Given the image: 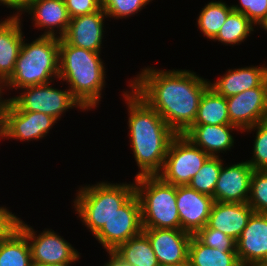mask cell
<instances>
[{
	"label": "cell",
	"instance_id": "8fae6325",
	"mask_svg": "<svg viewBox=\"0 0 267 266\" xmlns=\"http://www.w3.org/2000/svg\"><path fill=\"white\" fill-rule=\"evenodd\" d=\"M57 120L42 112L17 110L7 102L2 122L0 124V138H9L20 141L43 139Z\"/></svg>",
	"mask_w": 267,
	"mask_h": 266
},
{
	"label": "cell",
	"instance_id": "9c48e42d",
	"mask_svg": "<svg viewBox=\"0 0 267 266\" xmlns=\"http://www.w3.org/2000/svg\"><path fill=\"white\" fill-rule=\"evenodd\" d=\"M143 232L141 204L135 193L116 210L108 222L94 236L106 252H113L120 244Z\"/></svg>",
	"mask_w": 267,
	"mask_h": 266
},
{
	"label": "cell",
	"instance_id": "f35d334b",
	"mask_svg": "<svg viewBox=\"0 0 267 266\" xmlns=\"http://www.w3.org/2000/svg\"><path fill=\"white\" fill-rule=\"evenodd\" d=\"M110 258L106 263H104V266H127L123 264L121 261H119L112 253H108Z\"/></svg>",
	"mask_w": 267,
	"mask_h": 266
},
{
	"label": "cell",
	"instance_id": "4316f807",
	"mask_svg": "<svg viewBox=\"0 0 267 266\" xmlns=\"http://www.w3.org/2000/svg\"><path fill=\"white\" fill-rule=\"evenodd\" d=\"M255 25L242 13L232 11L212 39L225 45H240L254 32Z\"/></svg>",
	"mask_w": 267,
	"mask_h": 266
},
{
	"label": "cell",
	"instance_id": "5b68a950",
	"mask_svg": "<svg viewBox=\"0 0 267 266\" xmlns=\"http://www.w3.org/2000/svg\"><path fill=\"white\" fill-rule=\"evenodd\" d=\"M80 187L74 198L73 208L82 225L87 227L93 236L102 229L116 210L135 194L134 182L118 184L102 181Z\"/></svg>",
	"mask_w": 267,
	"mask_h": 266
},
{
	"label": "cell",
	"instance_id": "7a4b0ae2",
	"mask_svg": "<svg viewBox=\"0 0 267 266\" xmlns=\"http://www.w3.org/2000/svg\"><path fill=\"white\" fill-rule=\"evenodd\" d=\"M128 110L129 140L140 176L158 175L164 166L171 140L177 135L131 87L123 91Z\"/></svg>",
	"mask_w": 267,
	"mask_h": 266
},
{
	"label": "cell",
	"instance_id": "d590c367",
	"mask_svg": "<svg viewBox=\"0 0 267 266\" xmlns=\"http://www.w3.org/2000/svg\"><path fill=\"white\" fill-rule=\"evenodd\" d=\"M8 208L0 206V240L8 237L18 226V216Z\"/></svg>",
	"mask_w": 267,
	"mask_h": 266
},
{
	"label": "cell",
	"instance_id": "484cf974",
	"mask_svg": "<svg viewBox=\"0 0 267 266\" xmlns=\"http://www.w3.org/2000/svg\"><path fill=\"white\" fill-rule=\"evenodd\" d=\"M193 124H230L226 98L209 86L201 96Z\"/></svg>",
	"mask_w": 267,
	"mask_h": 266
},
{
	"label": "cell",
	"instance_id": "44dd1931",
	"mask_svg": "<svg viewBox=\"0 0 267 266\" xmlns=\"http://www.w3.org/2000/svg\"><path fill=\"white\" fill-rule=\"evenodd\" d=\"M267 80V65L228 69L209 86L219 95L228 98L243 91L259 87Z\"/></svg>",
	"mask_w": 267,
	"mask_h": 266
},
{
	"label": "cell",
	"instance_id": "e575fe53",
	"mask_svg": "<svg viewBox=\"0 0 267 266\" xmlns=\"http://www.w3.org/2000/svg\"><path fill=\"white\" fill-rule=\"evenodd\" d=\"M70 19L100 10L101 0H64Z\"/></svg>",
	"mask_w": 267,
	"mask_h": 266
},
{
	"label": "cell",
	"instance_id": "603a6c76",
	"mask_svg": "<svg viewBox=\"0 0 267 266\" xmlns=\"http://www.w3.org/2000/svg\"><path fill=\"white\" fill-rule=\"evenodd\" d=\"M111 253L127 266H160L151 243L143 232L120 244Z\"/></svg>",
	"mask_w": 267,
	"mask_h": 266
},
{
	"label": "cell",
	"instance_id": "74e56055",
	"mask_svg": "<svg viewBox=\"0 0 267 266\" xmlns=\"http://www.w3.org/2000/svg\"><path fill=\"white\" fill-rule=\"evenodd\" d=\"M5 90V84L3 81L0 80V124L2 122V118H3V114H4V109H5V106L8 102V99H4L2 96H3V93L2 91Z\"/></svg>",
	"mask_w": 267,
	"mask_h": 266
},
{
	"label": "cell",
	"instance_id": "6da1fadb",
	"mask_svg": "<svg viewBox=\"0 0 267 266\" xmlns=\"http://www.w3.org/2000/svg\"><path fill=\"white\" fill-rule=\"evenodd\" d=\"M138 73L129 87L154 108L177 135H183L195 121L201 96L210 80L186 69L160 70L147 66Z\"/></svg>",
	"mask_w": 267,
	"mask_h": 266
},
{
	"label": "cell",
	"instance_id": "30bf717a",
	"mask_svg": "<svg viewBox=\"0 0 267 266\" xmlns=\"http://www.w3.org/2000/svg\"><path fill=\"white\" fill-rule=\"evenodd\" d=\"M17 228L27 237L33 264H53L79 261L80 252L52 229H44L37 235L32 226L19 217Z\"/></svg>",
	"mask_w": 267,
	"mask_h": 266
},
{
	"label": "cell",
	"instance_id": "ac0fdd59",
	"mask_svg": "<svg viewBox=\"0 0 267 266\" xmlns=\"http://www.w3.org/2000/svg\"><path fill=\"white\" fill-rule=\"evenodd\" d=\"M25 12L30 14L34 27L46 28L41 36L61 38L70 22L64 0H31Z\"/></svg>",
	"mask_w": 267,
	"mask_h": 266
},
{
	"label": "cell",
	"instance_id": "ffe728a7",
	"mask_svg": "<svg viewBox=\"0 0 267 266\" xmlns=\"http://www.w3.org/2000/svg\"><path fill=\"white\" fill-rule=\"evenodd\" d=\"M253 213L248 203L214 201L207 225L237 240Z\"/></svg>",
	"mask_w": 267,
	"mask_h": 266
},
{
	"label": "cell",
	"instance_id": "2e32d148",
	"mask_svg": "<svg viewBox=\"0 0 267 266\" xmlns=\"http://www.w3.org/2000/svg\"><path fill=\"white\" fill-rule=\"evenodd\" d=\"M254 169L247 161L232 165L222 164L214 190V201L248 203Z\"/></svg>",
	"mask_w": 267,
	"mask_h": 266
},
{
	"label": "cell",
	"instance_id": "7bdbcfd3",
	"mask_svg": "<svg viewBox=\"0 0 267 266\" xmlns=\"http://www.w3.org/2000/svg\"><path fill=\"white\" fill-rule=\"evenodd\" d=\"M245 266H267V264H250Z\"/></svg>",
	"mask_w": 267,
	"mask_h": 266
},
{
	"label": "cell",
	"instance_id": "3957f363",
	"mask_svg": "<svg viewBox=\"0 0 267 266\" xmlns=\"http://www.w3.org/2000/svg\"><path fill=\"white\" fill-rule=\"evenodd\" d=\"M101 52L75 47L59 38V80L69 85L72 96L87 110L99 107L106 85Z\"/></svg>",
	"mask_w": 267,
	"mask_h": 266
},
{
	"label": "cell",
	"instance_id": "f546056e",
	"mask_svg": "<svg viewBox=\"0 0 267 266\" xmlns=\"http://www.w3.org/2000/svg\"><path fill=\"white\" fill-rule=\"evenodd\" d=\"M256 131L253 145V158L246 160L254 170H267V120L244 130L243 132Z\"/></svg>",
	"mask_w": 267,
	"mask_h": 266
},
{
	"label": "cell",
	"instance_id": "d4e9b609",
	"mask_svg": "<svg viewBox=\"0 0 267 266\" xmlns=\"http://www.w3.org/2000/svg\"><path fill=\"white\" fill-rule=\"evenodd\" d=\"M0 266H33L30 244L18 228L0 240Z\"/></svg>",
	"mask_w": 267,
	"mask_h": 266
},
{
	"label": "cell",
	"instance_id": "4dcf8cb0",
	"mask_svg": "<svg viewBox=\"0 0 267 266\" xmlns=\"http://www.w3.org/2000/svg\"><path fill=\"white\" fill-rule=\"evenodd\" d=\"M248 205L255 213L267 214V170H254L251 177Z\"/></svg>",
	"mask_w": 267,
	"mask_h": 266
},
{
	"label": "cell",
	"instance_id": "1f68e13d",
	"mask_svg": "<svg viewBox=\"0 0 267 266\" xmlns=\"http://www.w3.org/2000/svg\"><path fill=\"white\" fill-rule=\"evenodd\" d=\"M153 0H101V7L109 18H129Z\"/></svg>",
	"mask_w": 267,
	"mask_h": 266
},
{
	"label": "cell",
	"instance_id": "277c9868",
	"mask_svg": "<svg viewBox=\"0 0 267 266\" xmlns=\"http://www.w3.org/2000/svg\"><path fill=\"white\" fill-rule=\"evenodd\" d=\"M24 39L5 90L54 82L59 78V38L41 36L30 43Z\"/></svg>",
	"mask_w": 267,
	"mask_h": 266
},
{
	"label": "cell",
	"instance_id": "9a60e30c",
	"mask_svg": "<svg viewBox=\"0 0 267 266\" xmlns=\"http://www.w3.org/2000/svg\"><path fill=\"white\" fill-rule=\"evenodd\" d=\"M236 252L242 266L267 264V214L251 215L236 240Z\"/></svg>",
	"mask_w": 267,
	"mask_h": 266
},
{
	"label": "cell",
	"instance_id": "60d3db41",
	"mask_svg": "<svg viewBox=\"0 0 267 266\" xmlns=\"http://www.w3.org/2000/svg\"><path fill=\"white\" fill-rule=\"evenodd\" d=\"M259 26L267 32V17L259 24Z\"/></svg>",
	"mask_w": 267,
	"mask_h": 266
},
{
	"label": "cell",
	"instance_id": "ab89813d",
	"mask_svg": "<svg viewBox=\"0 0 267 266\" xmlns=\"http://www.w3.org/2000/svg\"><path fill=\"white\" fill-rule=\"evenodd\" d=\"M75 261H68L63 263H53V264H33V266H71L72 263Z\"/></svg>",
	"mask_w": 267,
	"mask_h": 266
},
{
	"label": "cell",
	"instance_id": "b9f144b4",
	"mask_svg": "<svg viewBox=\"0 0 267 266\" xmlns=\"http://www.w3.org/2000/svg\"><path fill=\"white\" fill-rule=\"evenodd\" d=\"M174 266H191V264L189 263V261L179 264V265H174Z\"/></svg>",
	"mask_w": 267,
	"mask_h": 266
},
{
	"label": "cell",
	"instance_id": "836d02e7",
	"mask_svg": "<svg viewBox=\"0 0 267 266\" xmlns=\"http://www.w3.org/2000/svg\"><path fill=\"white\" fill-rule=\"evenodd\" d=\"M239 4L232 5V9L244 14L255 26L267 17V0H239Z\"/></svg>",
	"mask_w": 267,
	"mask_h": 266
},
{
	"label": "cell",
	"instance_id": "5bb4252c",
	"mask_svg": "<svg viewBox=\"0 0 267 266\" xmlns=\"http://www.w3.org/2000/svg\"><path fill=\"white\" fill-rule=\"evenodd\" d=\"M214 203L212 196L197 192L188 185L176 186V206L180 229L194 235L204 228Z\"/></svg>",
	"mask_w": 267,
	"mask_h": 266
},
{
	"label": "cell",
	"instance_id": "ba28073f",
	"mask_svg": "<svg viewBox=\"0 0 267 266\" xmlns=\"http://www.w3.org/2000/svg\"><path fill=\"white\" fill-rule=\"evenodd\" d=\"M209 157L186 136L176 135L169 144L164 166L158 176L175 186L188 185Z\"/></svg>",
	"mask_w": 267,
	"mask_h": 266
},
{
	"label": "cell",
	"instance_id": "f1b7e54d",
	"mask_svg": "<svg viewBox=\"0 0 267 266\" xmlns=\"http://www.w3.org/2000/svg\"><path fill=\"white\" fill-rule=\"evenodd\" d=\"M224 158L210 156L200 170L192 177L188 186L197 192L210 195L214 199V190Z\"/></svg>",
	"mask_w": 267,
	"mask_h": 266
},
{
	"label": "cell",
	"instance_id": "52a82bcc",
	"mask_svg": "<svg viewBox=\"0 0 267 266\" xmlns=\"http://www.w3.org/2000/svg\"><path fill=\"white\" fill-rule=\"evenodd\" d=\"M51 83L24 87L20 89V95L8 97V101L17 110L42 112L50 115L57 121L68 109L75 107L81 111L85 110L72 96L69 89L61 90L53 87Z\"/></svg>",
	"mask_w": 267,
	"mask_h": 266
},
{
	"label": "cell",
	"instance_id": "d6986e66",
	"mask_svg": "<svg viewBox=\"0 0 267 266\" xmlns=\"http://www.w3.org/2000/svg\"><path fill=\"white\" fill-rule=\"evenodd\" d=\"M235 129L239 131L231 124H193L183 135L209 156L220 157L219 153L224 154L234 147L235 136L232 132Z\"/></svg>",
	"mask_w": 267,
	"mask_h": 266
},
{
	"label": "cell",
	"instance_id": "d6a6232c",
	"mask_svg": "<svg viewBox=\"0 0 267 266\" xmlns=\"http://www.w3.org/2000/svg\"><path fill=\"white\" fill-rule=\"evenodd\" d=\"M194 236L204 245L220 251H236V240L223 232L206 225L198 230Z\"/></svg>",
	"mask_w": 267,
	"mask_h": 266
},
{
	"label": "cell",
	"instance_id": "83f0119b",
	"mask_svg": "<svg viewBox=\"0 0 267 266\" xmlns=\"http://www.w3.org/2000/svg\"><path fill=\"white\" fill-rule=\"evenodd\" d=\"M232 11V5L228 6L221 0L207 3L196 19L198 29L211 41Z\"/></svg>",
	"mask_w": 267,
	"mask_h": 266
},
{
	"label": "cell",
	"instance_id": "cb8c5ba5",
	"mask_svg": "<svg viewBox=\"0 0 267 266\" xmlns=\"http://www.w3.org/2000/svg\"><path fill=\"white\" fill-rule=\"evenodd\" d=\"M191 266H242L236 251H220L201 243L194 235L189 244Z\"/></svg>",
	"mask_w": 267,
	"mask_h": 266
},
{
	"label": "cell",
	"instance_id": "7402d4cb",
	"mask_svg": "<svg viewBox=\"0 0 267 266\" xmlns=\"http://www.w3.org/2000/svg\"><path fill=\"white\" fill-rule=\"evenodd\" d=\"M21 22L22 16L11 14L0 21V80L3 82L12 75L25 38Z\"/></svg>",
	"mask_w": 267,
	"mask_h": 266
},
{
	"label": "cell",
	"instance_id": "8d00e7d4",
	"mask_svg": "<svg viewBox=\"0 0 267 266\" xmlns=\"http://www.w3.org/2000/svg\"><path fill=\"white\" fill-rule=\"evenodd\" d=\"M31 0H0V5H4L7 8H11L13 11V16H21L23 11L29 6ZM15 12V14H14Z\"/></svg>",
	"mask_w": 267,
	"mask_h": 266
},
{
	"label": "cell",
	"instance_id": "4fadbf2b",
	"mask_svg": "<svg viewBox=\"0 0 267 266\" xmlns=\"http://www.w3.org/2000/svg\"><path fill=\"white\" fill-rule=\"evenodd\" d=\"M160 266H174L188 261L192 234L181 229L143 228Z\"/></svg>",
	"mask_w": 267,
	"mask_h": 266
},
{
	"label": "cell",
	"instance_id": "e0dca14e",
	"mask_svg": "<svg viewBox=\"0 0 267 266\" xmlns=\"http://www.w3.org/2000/svg\"><path fill=\"white\" fill-rule=\"evenodd\" d=\"M108 18L104 10H100L70 19L65 34L61 37L75 47L101 52L104 37V19Z\"/></svg>",
	"mask_w": 267,
	"mask_h": 266
},
{
	"label": "cell",
	"instance_id": "8992f818",
	"mask_svg": "<svg viewBox=\"0 0 267 266\" xmlns=\"http://www.w3.org/2000/svg\"><path fill=\"white\" fill-rule=\"evenodd\" d=\"M134 184L143 228L180 229L175 185L164 182L158 175L137 177Z\"/></svg>",
	"mask_w": 267,
	"mask_h": 266
},
{
	"label": "cell",
	"instance_id": "7c38bea8",
	"mask_svg": "<svg viewBox=\"0 0 267 266\" xmlns=\"http://www.w3.org/2000/svg\"><path fill=\"white\" fill-rule=\"evenodd\" d=\"M230 124L241 133L267 120V80L260 85L226 98Z\"/></svg>",
	"mask_w": 267,
	"mask_h": 266
}]
</instances>
